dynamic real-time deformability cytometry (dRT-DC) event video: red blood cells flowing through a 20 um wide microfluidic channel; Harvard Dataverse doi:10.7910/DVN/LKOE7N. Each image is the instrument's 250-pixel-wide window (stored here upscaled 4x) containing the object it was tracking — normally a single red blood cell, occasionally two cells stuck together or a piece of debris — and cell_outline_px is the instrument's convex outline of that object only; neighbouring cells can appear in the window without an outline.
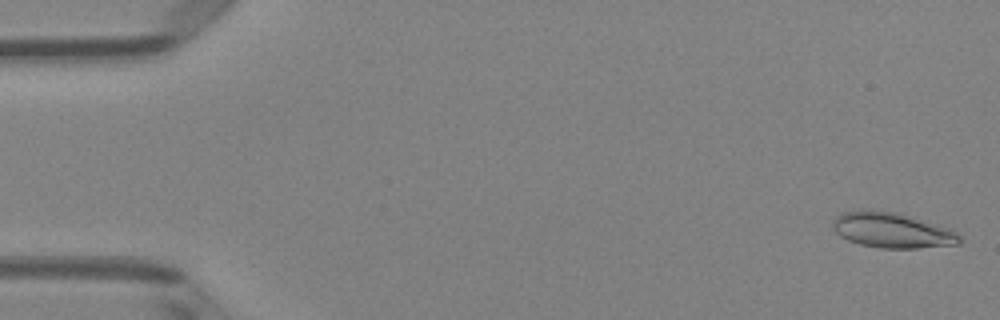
{"species": "Egyptian fruit bat (a non-hibernating species)", "species_latin": "Rousettus aegyptiacus", "temperature_condition": "room temperature", "stored_images_in_passage": 50, "camera_frame_rate_fps": 3000, "um_per_image_px": 0.085, "animal": {"sex": "female"}, "frame": {"image": 1, "passage_image": 1, "time_ms": 0.0, "image_size_px": [1000, 320], "cell_outline_px": [[960, 244], [920, 248], [880, 248], [860, 244], [848, 240], [840, 236], [832, 228], [832, 220], [836, 216], [844, 212], [864, 208], [868, 208], [896, 212], [936, 224], [948, 228], [956, 232], [960, 236]], "centroid_in_image_um": [75.78, 19.55], "position_along_channel_um": 9.2, "area_um2": 26.3}}
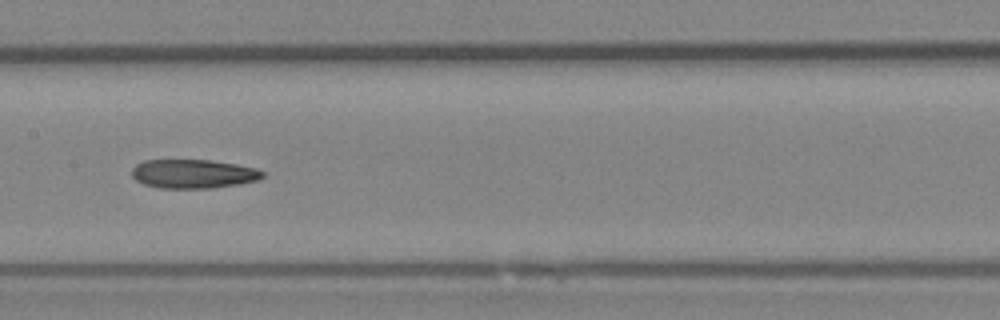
{"frame": {"image": 2, "passage_image": 25, "time_ms": 8.0, "image_size_px": [1000, 320], "cell_outline_px": [[264, 176], [260, 180], [240, 184], [212, 188], [160, 188], [144, 184], [136, 180], [132, 176], [132, 168], [136, 164], [144, 160], [208, 160], [236, 164], [256, 168], [264, 172]], "centroid_in_image_um": [16.45, 14.78], "position_along_channel_um": 191.0, "area_um2": 22.14}}
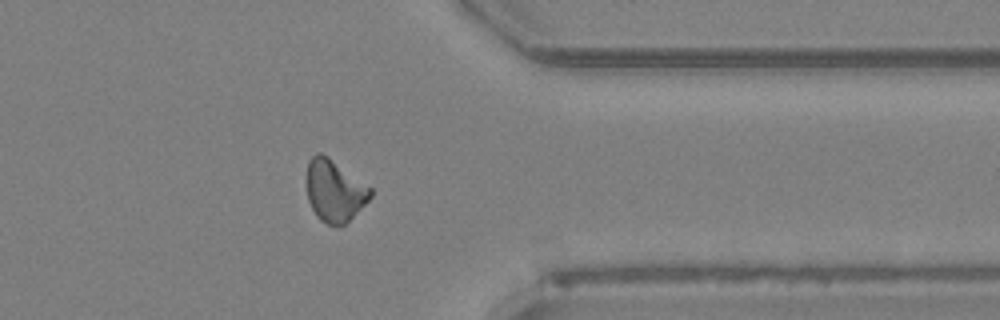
{"frame": {"image": 3, "passage_image": 40, "time_ms": 13.0, "image_size_px": [1000, 320], "cell_outline_px": [[372, 196], [344, 224], [328, 224], [320, 220], [316, 216], [308, 200], [308, 160], [316, 152], [320, 152], [328, 156], [372, 188]], "centroid_in_image_um": [28.43, 16.18], "position_along_channel_um": 383.0, "area_um2": 22.54}}